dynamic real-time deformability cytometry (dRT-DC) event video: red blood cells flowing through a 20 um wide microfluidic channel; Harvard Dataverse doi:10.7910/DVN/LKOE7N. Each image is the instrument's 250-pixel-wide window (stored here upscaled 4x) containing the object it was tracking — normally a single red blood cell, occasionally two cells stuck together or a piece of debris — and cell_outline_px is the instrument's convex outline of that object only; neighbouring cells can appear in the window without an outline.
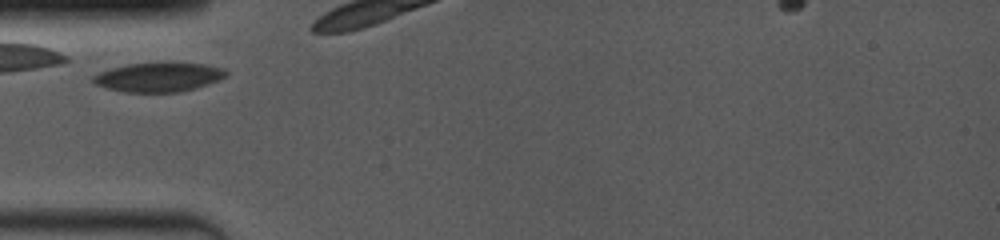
{"species": "common noctule bat (a hibernating species)", "species_latin": "Nyctalus noctula", "temperature_condition": "room temperature", "stored_images_in_passage": 3, "camera_frame_rate_fps": 4000, "um_per_image_px": 0.085, "animal": {"sex": "female", "body_mass_g": 19.0, "forearm_length_mm": 53.3}, "frame": {"image": 1, "passage_image": 1, "time_ms": 0.0, "image_size_px": [1000, 240], "cell_outline_px": [[228, 76], [220, 80], [208, 84], [176, 92], [124, 92], [108, 88], [96, 84], [92, 80], [92, 76], [100, 72], [112, 68], [128, 64], [204, 64], [224, 68], [228, 72]], "centroid_in_image_um": [13.5, 6.57], "position_along_channel_um": 71.5, "area_um2": 22.08}}